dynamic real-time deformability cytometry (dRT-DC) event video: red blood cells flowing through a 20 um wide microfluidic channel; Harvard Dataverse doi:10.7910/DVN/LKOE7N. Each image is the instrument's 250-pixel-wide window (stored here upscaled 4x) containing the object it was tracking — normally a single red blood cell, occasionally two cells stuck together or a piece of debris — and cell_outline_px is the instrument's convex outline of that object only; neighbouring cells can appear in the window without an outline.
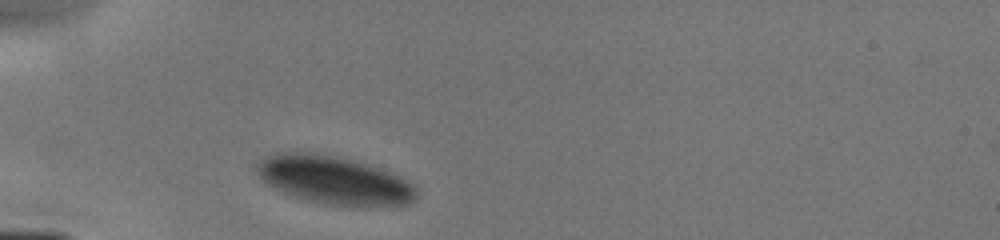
{"species": "human", "species_latin": "Homo sapiens", "temperature_condition": "cold", "stored_images_in_passage": 1, "camera_frame_rate_fps": 3000, "um_per_image_px": 0.085, "donor": {"sex": "male"}, "frame": {"image": 1, "passage_image": 1, "time_ms": 0.0, "image_size_px": [1000, 240], "cell_outline_px": [[416, 200], [408, 204], [368, 208], [352, 208], [324, 204], [292, 196], [268, 184], [260, 176], [256, 168], [256, 164], [268, 152], [316, 152], [336, 156], [352, 160], [388, 172], [408, 180], [416, 184]], "centroid_in_image_um": [28.42, 15.34], "position_along_channel_um": 56.6, "area_um2": 45.43}}